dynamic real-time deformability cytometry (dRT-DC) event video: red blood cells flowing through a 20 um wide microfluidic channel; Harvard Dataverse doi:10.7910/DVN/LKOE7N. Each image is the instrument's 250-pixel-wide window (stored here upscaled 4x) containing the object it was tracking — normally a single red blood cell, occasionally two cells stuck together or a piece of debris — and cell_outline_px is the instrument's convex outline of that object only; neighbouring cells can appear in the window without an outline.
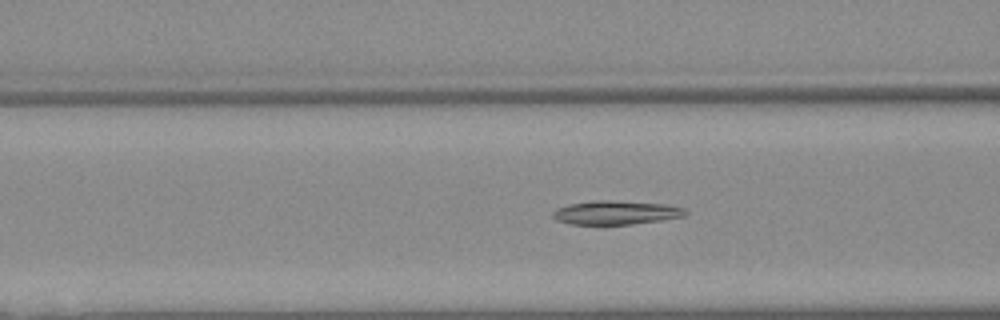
{"species": "Egyptian fruit bat (a non-hibernating species)", "species_latin": "Rousettus aegyptiacus", "temperature_condition": "warm", "stored_images_in_passage": 54, "camera_frame_rate_fps": 3000, "um_per_image_px": 0.085, "animal": {"sex": "female"}, "frame": {"image": 1, "passage_image": 21, "time_ms": 6.667, "image_size_px": [1000, 320], "cell_outline_px": [[688, 212], [684, 216], [660, 220], [632, 224], [572, 224], [556, 220], [552, 216], [552, 212], [556, 208], [568, 204], [596, 200], [608, 200], [664, 204], [684, 208]], "centroid_in_image_um": [52.32, 18.07], "position_along_channel_um": 114.3, "area_um2": 18.26}}
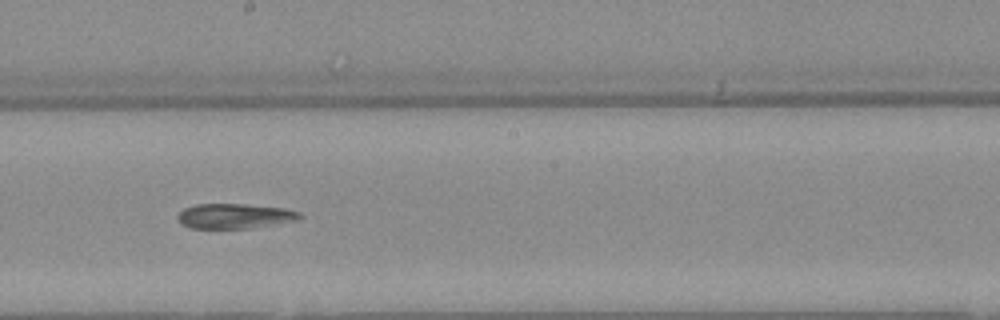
{"frame": {"image": 2, "passage_image": 30, "time_ms": 9.667, "image_size_px": [1000, 320], "cell_outline_px": [[304, 216], [300, 220], [252, 228], [192, 228], [180, 224], [180, 212], [184, 208], [196, 204], [244, 204], [284, 208], [300, 212]], "centroid_in_image_um": [20.02, 18.36], "position_along_channel_um": 228.2, "area_um2": 17.74}}
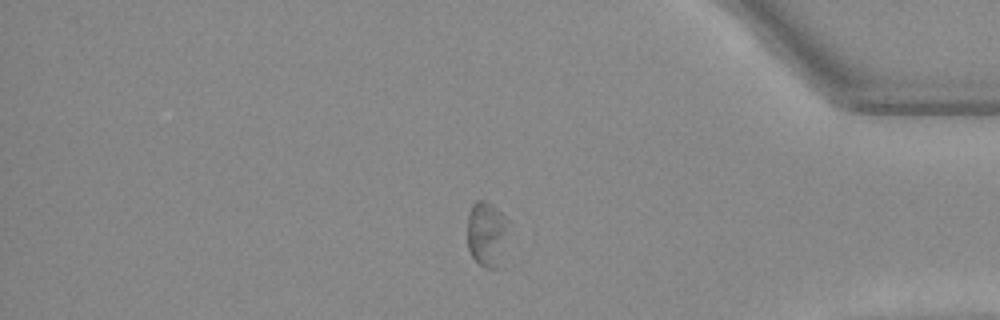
{"frame": {"image": 3, "passage_image": 45, "time_ms": 14.667, "image_size_px": [1000, 320], "cell_outline_px": [[508, 220], [504, 268], [488, 268], [480, 264], [472, 256], [468, 248], [468, 216], [472, 204], [476, 200], [484, 200], [496, 208]], "centroid_in_image_um": [41.42, 19.95], "position_along_channel_um": 393.8, "area_um2": 16.01}}